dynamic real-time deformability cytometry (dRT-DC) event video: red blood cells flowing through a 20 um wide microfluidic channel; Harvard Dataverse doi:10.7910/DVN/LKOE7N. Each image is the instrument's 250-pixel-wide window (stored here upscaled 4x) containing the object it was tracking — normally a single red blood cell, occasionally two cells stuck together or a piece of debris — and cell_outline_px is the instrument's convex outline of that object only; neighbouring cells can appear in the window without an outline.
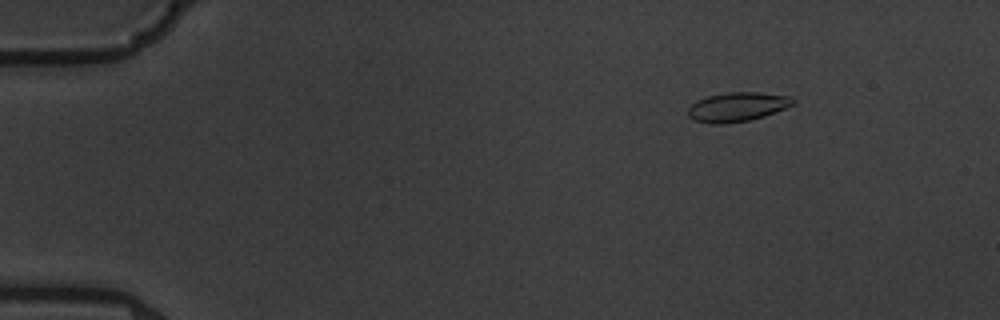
{"species": "common noctule bat (a hibernating species)", "species_latin": "Nyctalus noctula", "temperature_condition": "warm", "stored_images_in_passage": 5, "camera_frame_rate_fps": 3000, "um_per_image_px": 0.085, "animal": {"sex": "male", "body_mass_g": 19.5, "forearm_length_mm": 54.6}, "frame": {"image": 1, "passage_image": 2, "time_ms": 2.0, "image_size_px": [1000, 320], "cell_outline_px": [[796, 104], [764, 116], [748, 120], [724, 124], [712, 124], [696, 120], [688, 116], [688, 108], [696, 100], [708, 96], [728, 92], [756, 92], [792, 96], [796, 100]], "centroid_in_image_um": [62.7, 9.08], "position_along_channel_um": 22.3, "area_um2": 17.92}}
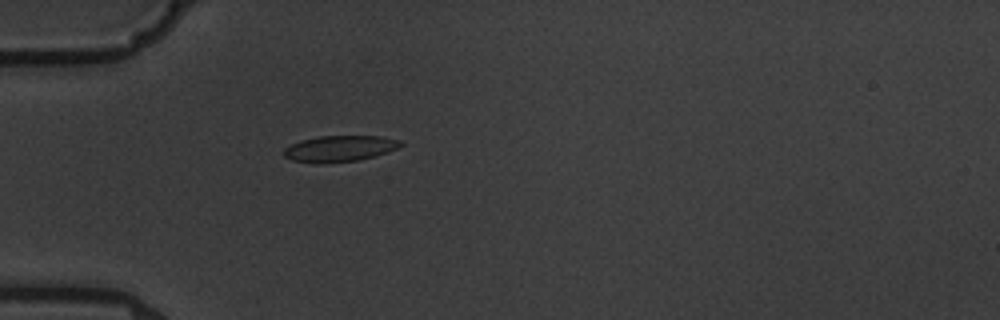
{"frame": {"image": 2, "passage_image": 5, "time_ms": 5.333, "image_size_px": [1000, 320], "cell_outline_px": [[404, 144], [388, 152], [356, 160], [320, 164], [316, 164], [292, 160], [284, 156], [284, 148], [300, 140], [320, 136], [380, 136], [400, 140]], "centroid_in_image_um": [28.84, 12.63], "position_along_channel_um": 56.2, "area_um2": 17.69}}